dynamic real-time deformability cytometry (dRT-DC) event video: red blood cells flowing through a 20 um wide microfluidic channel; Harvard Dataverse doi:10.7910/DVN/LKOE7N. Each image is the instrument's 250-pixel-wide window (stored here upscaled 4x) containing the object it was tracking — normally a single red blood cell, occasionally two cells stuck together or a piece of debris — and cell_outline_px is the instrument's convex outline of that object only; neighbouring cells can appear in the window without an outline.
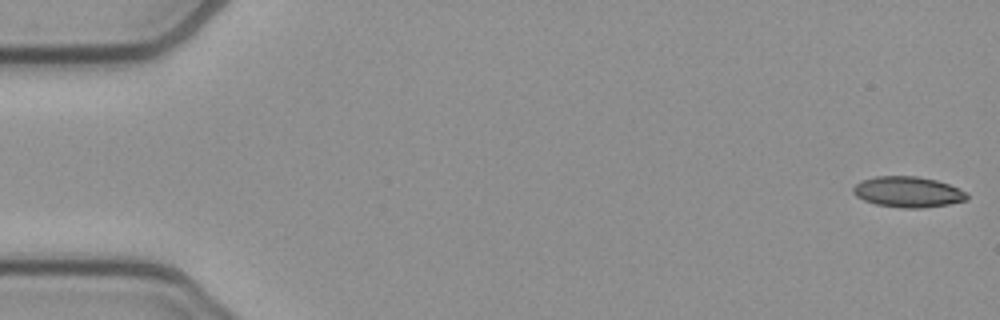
{"species": "common noctule bat (a hibernating species)", "species_latin": "Nyctalus noctula", "temperature_condition": "cold", "stored_images_in_passage": 48, "camera_frame_rate_fps": 3000, "um_per_image_px": 0.085, "animal": {"sex": "female", "body_mass_g": 21.9}, "frame": {"image": 1, "passage_image": 1, "time_ms": 0.0, "image_size_px": [1000, 320], "cell_outline_px": [[968, 200], [948, 204], [920, 208], [904, 208], [876, 204], [864, 200], [856, 196], [852, 192], [852, 188], [860, 180], [876, 176], [916, 176], [936, 180], [948, 184], [964, 192], [968, 196]], "centroid_in_image_um": [77.13, 16.31], "position_along_channel_um": 7.9, "area_um2": 20.23}}
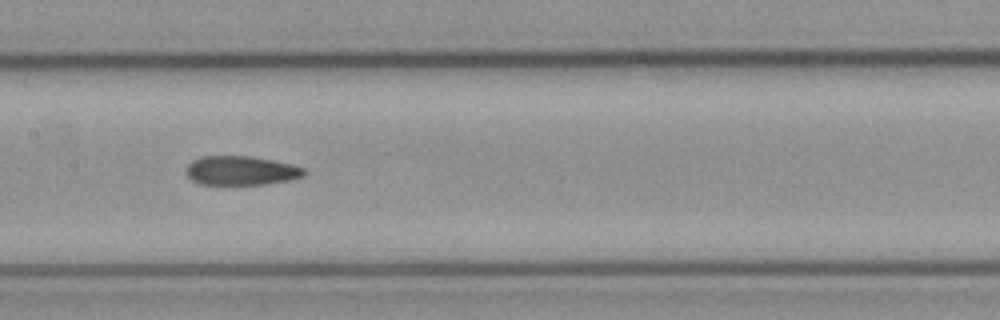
{"frame": {"image": 2, "passage_image": 26, "time_ms": 8.333, "image_size_px": [1000, 320], "cell_outline_px": [[308, 172], [304, 176], [288, 180], [264, 184], [200, 184], [192, 180], [184, 172], [184, 168], [192, 160], [200, 156], [252, 156], [292, 164], [304, 168]], "centroid_in_image_um": [20.46, 14.49], "position_along_channel_um": 186.9, "area_um2": 20.17}}
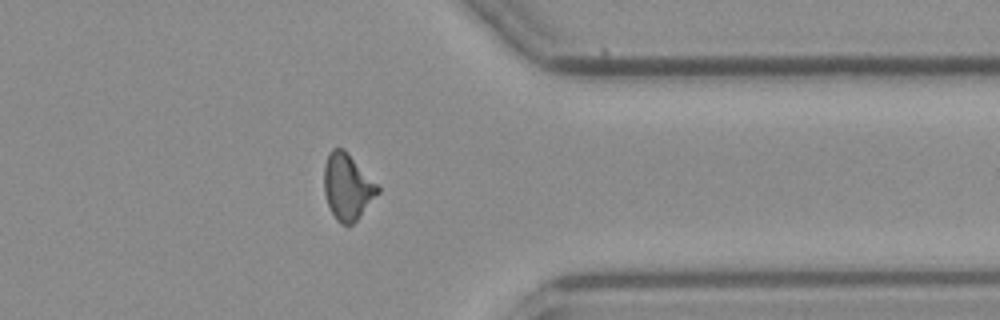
{"frame": {"image": 3, "passage_image": 42, "time_ms": 13.667, "image_size_px": [1000, 320], "cell_outline_px": [[380, 192], [356, 220], [352, 224], [340, 224], [336, 220], [328, 204], [324, 192], [324, 164], [328, 152], [332, 148], [344, 148], [348, 152], [380, 188]], "centroid_in_image_um": [29.51, 15.85], "position_along_channel_um": 381.9, "area_um2": 20.58}}